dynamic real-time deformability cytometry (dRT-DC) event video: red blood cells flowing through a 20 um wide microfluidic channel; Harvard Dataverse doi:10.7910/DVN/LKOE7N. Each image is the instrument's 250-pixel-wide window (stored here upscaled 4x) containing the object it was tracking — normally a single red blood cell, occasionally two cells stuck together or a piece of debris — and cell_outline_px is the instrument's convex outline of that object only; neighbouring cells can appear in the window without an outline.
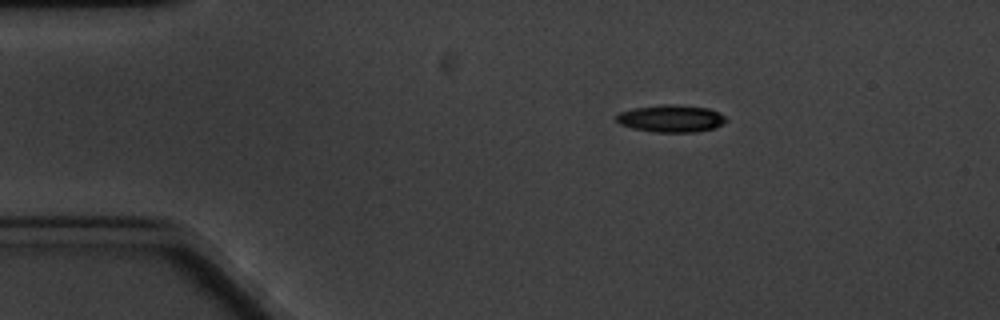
{"species": "common noctule bat (a hibernating species)", "species_latin": "Nyctalus noctula", "temperature_condition": "cold", "stored_images_in_passage": 3, "camera_frame_rate_fps": 3000, "um_per_image_px": 0.085, "animal": {"sex": "male", "body_mass_g": 20.1, "forearm_length_mm": 53.5}, "frame": {"image": 1, "passage_image": 1, "time_ms": 0.0, "image_size_px": [1000, 320], "cell_outline_px": [[728, 120], [724, 124], [716, 128], [696, 132], [656, 132], [632, 128], [620, 124], [616, 120], [616, 116], [620, 112], [632, 108], [664, 104], [676, 104], [708, 108], [724, 116]], "centroid_in_image_um": [57.05, 10.07], "position_along_channel_um": 27.9, "area_um2": 17.51}}